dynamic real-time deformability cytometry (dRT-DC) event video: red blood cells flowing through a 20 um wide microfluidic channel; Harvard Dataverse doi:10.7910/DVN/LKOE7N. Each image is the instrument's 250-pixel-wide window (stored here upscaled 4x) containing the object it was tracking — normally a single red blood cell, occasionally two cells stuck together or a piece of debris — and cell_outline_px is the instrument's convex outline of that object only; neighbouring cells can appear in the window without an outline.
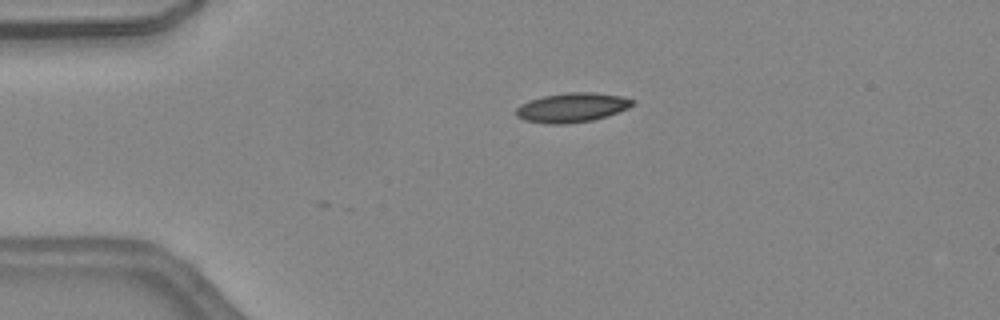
{"species": "common noctule bat (a hibernating species)", "species_latin": "Nyctalus noctula", "temperature_condition": "warm", "stored_images_in_passage": 33, "camera_frame_rate_fps": 3000, "um_per_image_px": 0.085, "animal": {"sex": "female", "body_mass_g": 24.6, "forearm_length_mm": 56.2}, "frame": {"image": 1, "passage_image": 1, "time_ms": 0.0, "image_size_px": [1000, 320], "cell_outline_px": [[632, 104], [628, 108], [608, 116], [592, 120], [568, 124], [548, 124], [524, 120], [516, 116], [516, 108], [520, 104], [528, 100], [544, 96], [568, 92], [596, 92], [620, 96], [632, 100]], "centroid_in_image_um": [48.58, 9.14], "position_along_channel_um": 36.4, "area_um2": 19.94}}
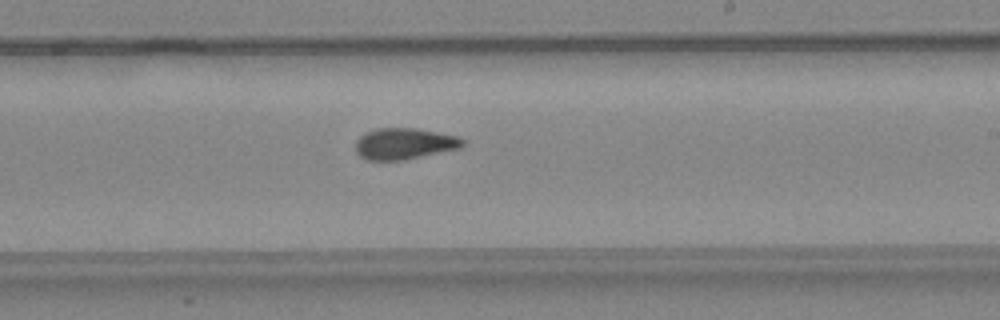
{"frame": {"image": 2, "passage_image": 18, "time_ms": 5.667, "image_size_px": [1000, 320], "cell_outline_px": [[464, 144], [460, 148], [404, 160], [368, 160], [360, 156], [356, 152], [356, 140], [360, 136], [376, 128], [416, 128], [460, 136], [464, 140]], "centroid_in_image_um": [34.38, 12.21], "position_along_channel_um": 254.6, "area_um2": 19.54}}
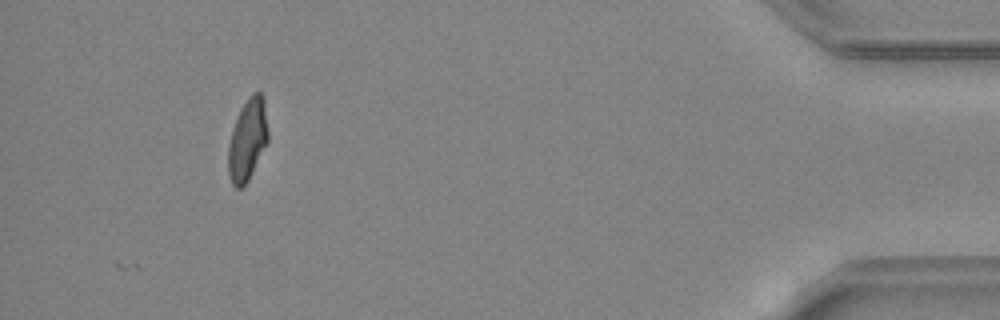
{"frame": {"image": 3, "passage_image": 33, "time_ms": 10.667, "image_size_px": [1000, 320], "cell_outline_px": [[268, 140], [244, 188], [236, 188], [232, 184], [228, 172], [228, 144], [240, 108], [248, 96], [252, 92], [260, 92], [264, 96], [268, 132]], "centroid_in_image_um": [21.04, 11.86], "position_along_channel_um": 414.2, "area_um2": 18.96}, "authors_computed_cell_mechanics": {"area_um2": 19.652, "velocity_mm_per_s": 4.5274, "shape_relaxation_time_tau1_ms": null, "shape_relaxation_time_tau2_ms": 1.8038, "deformation_change_tau1": null, "deformation_change_tau2": 0.086}}